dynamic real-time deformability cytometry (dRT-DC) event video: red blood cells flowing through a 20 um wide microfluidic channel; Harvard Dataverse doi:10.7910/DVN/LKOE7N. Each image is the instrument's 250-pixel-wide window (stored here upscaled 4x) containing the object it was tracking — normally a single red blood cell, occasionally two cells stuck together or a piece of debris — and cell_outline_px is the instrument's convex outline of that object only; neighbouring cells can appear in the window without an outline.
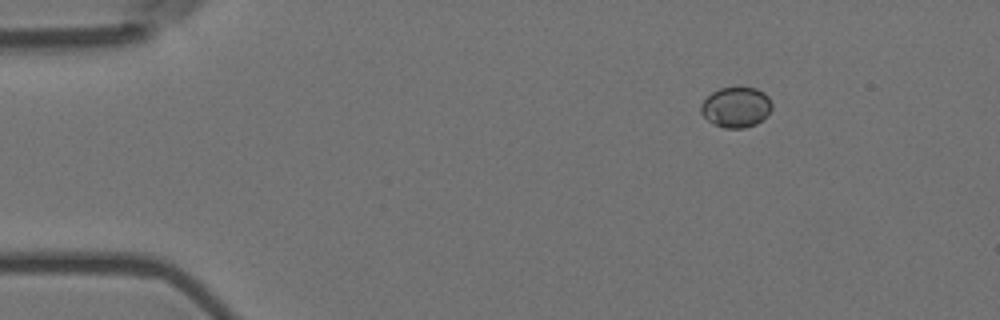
{"species": "Egyptian fruit bat (a non-hibernating species)", "species_latin": "Rousettus aegyptiacus", "temperature_condition": "room temperature", "stored_images_in_passage": 5, "camera_frame_rate_fps": 3000, "um_per_image_px": 0.085, "animal": {"sex": "female"}, "frame": {"image": 1, "passage_image": 1, "time_ms": 0.0, "image_size_px": [1000, 320], "cell_outline_px": [[772, 108], [756, 124], [744, 128], [724, 128], [712, 124], [700, 112], [700, 104], [712, 92], [720, 88], [756, 88], [764, 92], [768, 96], [772, 104]], "centroid_in_image_um": [62.54, 9.12], "position_along_channel_um": 22.5, "area_um2": 16.59}}
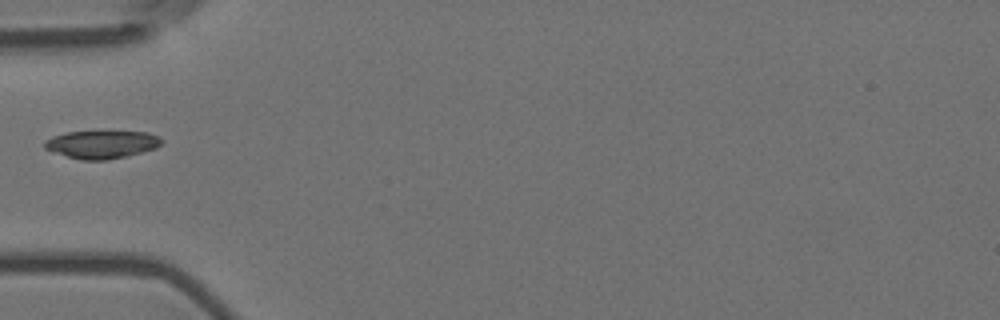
{"frame": {"image": 2, "passage_image": 4, "time_ms": 1.0, "image_size_px": [1000, 320], "cell_outline_px": [[164, 140], [156, 148], [108, 160], [80, 160], [52, 152], [44, 148], [44, 140], [52, 136], [68, 132], [148, 132], [160, 136]], "centroid_in_image_um": [8.62, 12.28], "position_along_channel_um": 76.4, "area_um2": 18.96}}
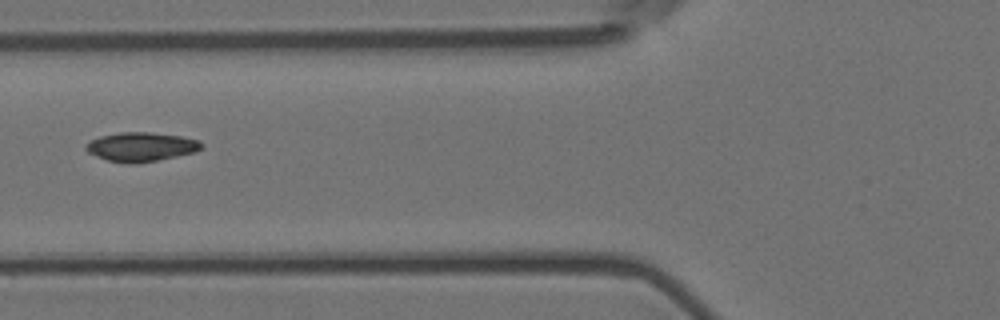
{"frame": {"image": 3, "passage_image": 5, "time_ms": 1.333, "image_size_px": [1000, 320], "cell_outline_px": [[204, 148], [196, 152], [136, 164], [128, 164], [108, 160], [88, 152], [84, 148], [92, 140], [100, 136], [120, 132], [148, 132], [180, 136], [200, 140], [204, 144]], "centroid_in_image_um": [12.05, 12.48], "position_along_channel_um": 113.8, "area_um2": 19.54}}